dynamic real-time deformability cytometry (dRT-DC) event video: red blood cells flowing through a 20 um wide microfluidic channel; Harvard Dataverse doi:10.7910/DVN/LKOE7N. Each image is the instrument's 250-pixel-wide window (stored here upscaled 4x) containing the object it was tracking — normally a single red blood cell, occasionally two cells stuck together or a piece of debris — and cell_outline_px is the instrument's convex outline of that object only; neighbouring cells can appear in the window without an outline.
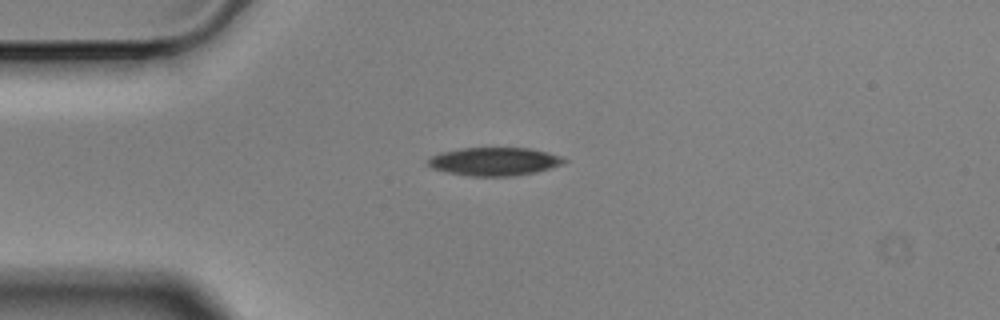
{"species": "Egyptian fruit bat (a non-hibernating species)", "species_latin": "Rousettus aegyptiacus", "temperature_condition": "cold", "stored_images_in_passage": 9, "camera_frame_rate_fps": 3000, "um_per_image_px": 0.085, "animal": {"sex": "male"}, "frame": {"image": 1, "passage_image": 2, "time_ms": 0.333, "image_size_px": [1000, 320], "cell_outline_px": [[568, 160], [564, 164], [552, 168], [536, 172], [512, 176], [468, 176], [444, 172], [432, 168], [424, 160], [428, 156], [440, 152], [460, 148], [528, 148], [548, 152], [564, 156]], "centroid_in_image_um": [42.0, 13.72], "position_along_channel_um": 43.0, "area_um2": 22.89}}
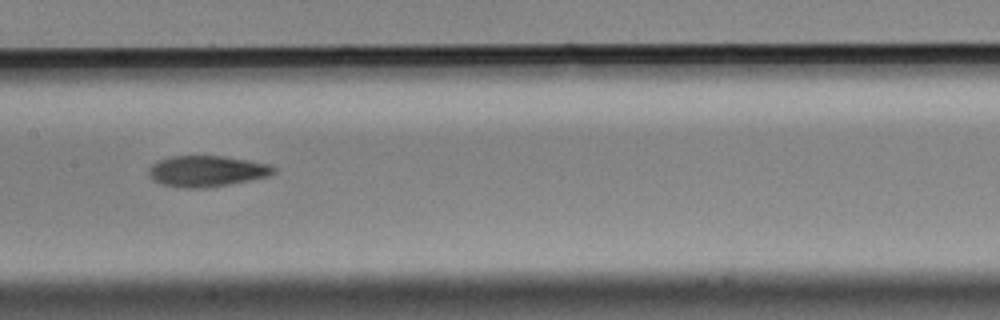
{"frame": {"image": 2, "passage_image": 6, "time_ms": 1.667, "image_size_px": [1000, 320], "cell_outline_px": [[276, 172], [268, 176], [228, 184], [204, 188], [180, 188], [160, 184], [152, 180], [148, 176], [148, 168], [152, 164], [160, 160], [172, 156], [220, 156], [248, 160], [268, 164], [276, 168]], "centroid_in_image_um": [17.52, 14.55], "position_along_channel_um": 189.9, "area_um2": 22.54}}
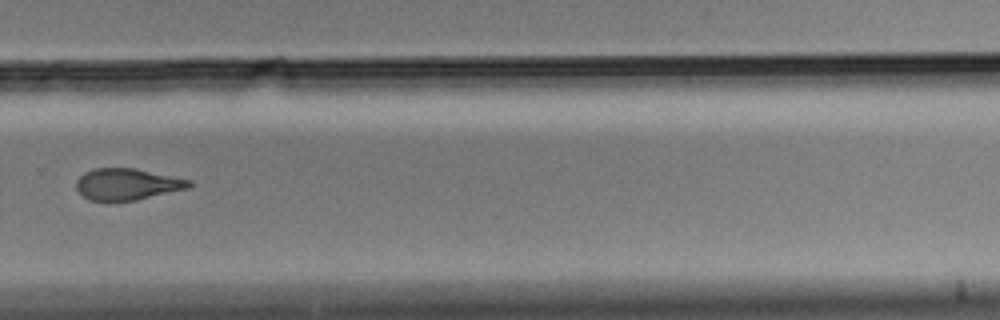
{"frame": {"image": 3, "passage_image": 9, "time_ms": 2.667, "image_size_px": [1000, 320], "cell_outline_px": [[192, 184], [188, 188], [136, 200], [88, 200], [76, 188], [76, 180], [84, 172], [92, 168], [132, 168], [192, 180]], "centroid_in_image_um": [10.79, 15.65], "position_along_channel_um": 319.0, "area_um2": 20.46}}